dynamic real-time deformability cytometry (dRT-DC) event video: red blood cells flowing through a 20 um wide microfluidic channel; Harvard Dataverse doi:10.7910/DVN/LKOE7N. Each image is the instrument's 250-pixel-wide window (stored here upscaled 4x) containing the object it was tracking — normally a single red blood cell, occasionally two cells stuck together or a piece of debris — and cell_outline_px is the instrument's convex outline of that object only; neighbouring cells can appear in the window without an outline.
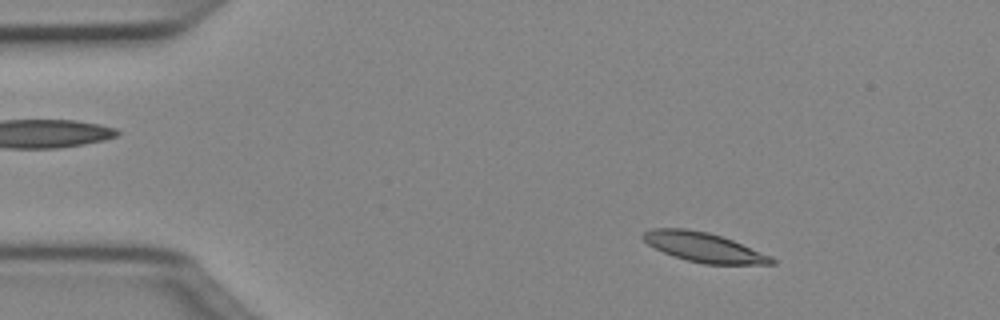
{"species": "Egyptian fruit bat (a non-hibernating species)", "species_latin": "Rousettus aegyptiacus", "temperature_condition": "cold", "stored_images_in_passage": 50, "camera_frame_rate_fps": 3000, "um_per_image_px": 0.085, "animal": {"sex": "female"}, "frame": {"image": 1, "passage_image": 7, "time_ms": 2.0, "image_size_px": [1000, 320], "cell_outline_px": [[776, 264], [704, 264], [688, 260], [664, 252], [648, 244], [640, 236], [644, 232], [652, 228], [684, 228], [708, 232], [732, 240], [772, 256], [776, 260]], "centroid_in_image_um": [59.84, 21.01], "position_along_channel_um": 25.2, "area_um2": 21.85}}
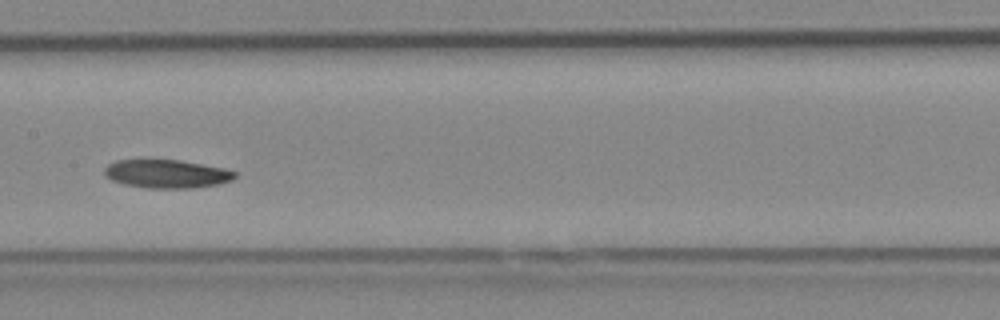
{"frame": {"image": 2, "passage_image": 25, "time_ms": 8.0, "image_size_px": [1000, 320], "cell_outline_px": [[236, 176], [232, 180], [220, 184], [192, 188], [144, 188], [124, 184], [112, 180], [104, 176], [104, 168], [108, 164], [116, 160], [180, 160], [224, 168], [236, 172]], "centroid_in_image_um": [14.16, 14.78], "position_along_channel_um": 193.2, "area_um2": 21.68}}
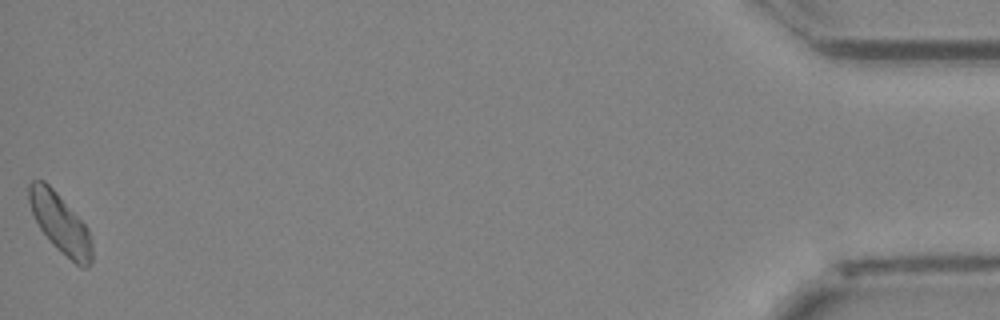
{"frame": {"image": 3, "passage_image": 50, "time_ms": 16.333, "image_size_px": [1000, 320], "cell_outline_px": [[92, 264], [88, 268], [80, 268], [56, 248], [52, 244], [40, 228], [32, 212], [28, 200], [28, 184], [32, 180], [44, 180], [56, 192], [88, 228], [92, 244]], "centroid_in_image_um": [5.13, 19.02], "position_along_channel_um": 430.1, "area_um2": 21.79}, "authors_computed_cell_mechanics": {"area_um2": 21.8195, "velocity_mm_per_s": 3.9866, "shape_relaxation_time_tau1_ms": 3.1293, "shape_relaxation_time_tau2_ms": null, "deformation_change_tau1": 0.1164, "deformation_change_tau2": null}}